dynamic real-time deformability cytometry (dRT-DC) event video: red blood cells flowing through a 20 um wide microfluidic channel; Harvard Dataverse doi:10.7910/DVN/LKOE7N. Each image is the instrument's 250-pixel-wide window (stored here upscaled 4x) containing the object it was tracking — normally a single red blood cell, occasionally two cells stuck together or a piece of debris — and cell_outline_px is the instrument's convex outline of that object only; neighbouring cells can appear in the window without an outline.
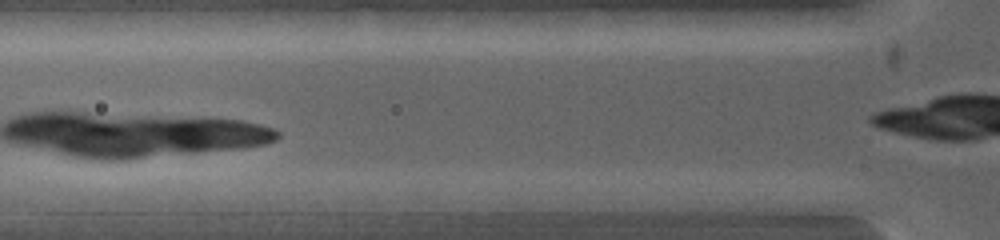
{"species": "common noctule bat (a hibernating species)", "species_latin": "Nyctalus noctula", "temperature_condition": "warm", "stored_images_in_passage": 5, "camera_frame_rate_fps": 5000, "um_per_image_px": 0.085, "animal": {"sex": "female", "body_mass_g": 19.0, "forearm_length_mm": 53.3}, "frame": {"image": 1, "passage_image": 4, "time_ms": 0.8, "image_size_px": [1000, 240], "cell_outline_px": [[388, 200], [380, 212], [288, 212], [300, 192], [384, 192]], "centroid_in_image_um": [28.85, 17.18], "position_along_channel_um": 97.0, "area_um2": 13.12}}